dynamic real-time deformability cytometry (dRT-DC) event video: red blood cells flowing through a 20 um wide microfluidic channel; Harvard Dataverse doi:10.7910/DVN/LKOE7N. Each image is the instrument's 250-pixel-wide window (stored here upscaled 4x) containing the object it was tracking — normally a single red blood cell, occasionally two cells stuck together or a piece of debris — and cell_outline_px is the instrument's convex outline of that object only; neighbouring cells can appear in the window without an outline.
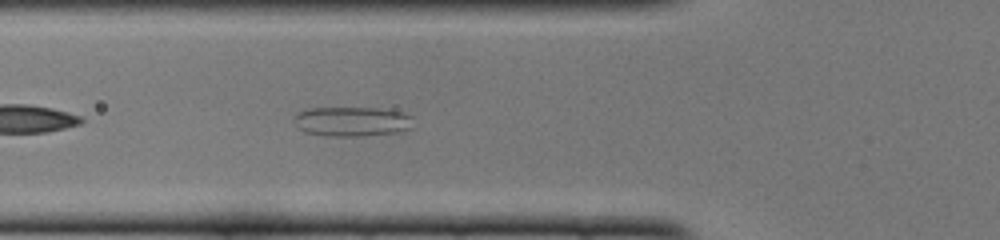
{"species": "common noctule bat (a hibernating species)", "species_latin": "Nyctalus noctula", "temperature_condition": "cold", "stored_images_in_passage": 39, "camera_frame_rate_fps": 3000, "um_per_image_px": 0.085, "animal": {"sex": "female", "body_mass_g": 22.0, "forearm_length_mm": 56.7}, "frame": {"image": 1, "passage_image": 6, "time_ms": 1.667, "image_size_px": [1000, 240], "cell_outline_px": [[412, 128], [404, 132], [360, 136], [328, 136], [304, 132], [296, 128], [296, 112], [308, 108], [376, 108], [404, 112], [412, 116]], "centroid_in_image_um": [29.95, 10.33], "position_along_channel_um": 95.8, "area_um2": 20.87}}
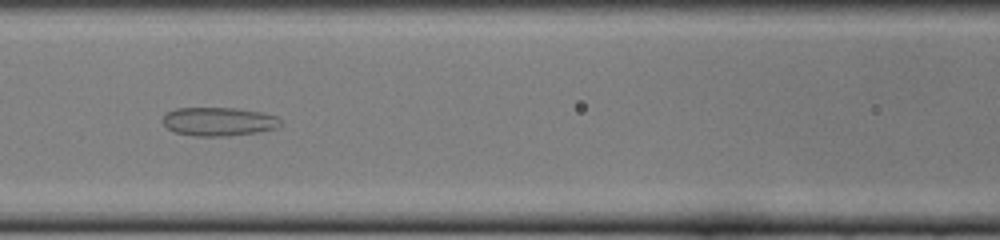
{"frame": {"image": 2, "passage_image": 10, "time_ms": 3.0, "image_size_px": [1000, 240], "cell_outline_px": [[280, 124], [276, 128], [256, 132], [228, 136], [196, 136], [176, 132], [168, 128], [164, 124], [164, 116], [168, 112], [176, 108], [236, 108], [260, 112], [276, 116], [280, 120]], "centroid_in_image_um": [18.59, 10.33], "position_along_channel_um": 148.0, "area_um2": 19.36}}
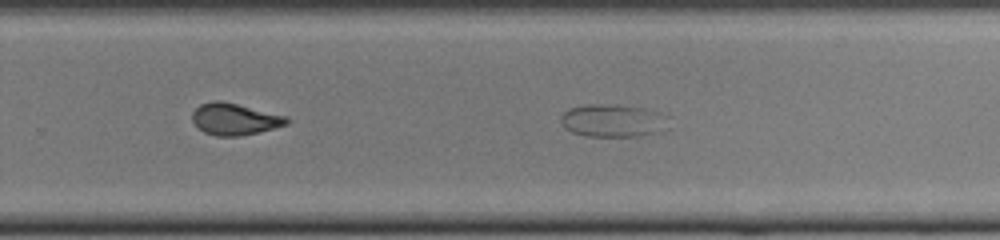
{"frame": {"image": 3, "passage_image": 20, "time_ms": 6.333, "image_size_px": [1000, 240], "cell_outline_px": [[672, 128], [664, 132], [640, 136], [584, 136], [572, 132], [564, 128], [560, 120], [560, 116], [568, 108], [584, 104], [616, 104], [644, 108], [660, 112], [672, 116]], "centroid_in_image_um": [52.23, 10.25], "position_along_channel_um": 277.6, "area_um2": 21.68}}